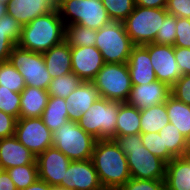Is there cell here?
Returning a JSON list of instances; mask_svg holds the SVG:
<instances>
[{
	"label": "cell",
	"mask_w": 190,
	"mask_h": 190,
	"mask_svg": "<svg viewBox=\"0 0 190 190\" xmlns=\"http://www.w3.org/2000/svg\"><path fill=\"white\" fill-rule=\"evenodd\" d=\"M91 161L106 190H118L131 178L127 157L114 139L97 140Z\"/></svg>",
	"instance_id": "obj_1"
},
{
	"label": "cell",
	"mask_w": 190,
	"mask_h": 190,
	"mask_svg": "<svg viewBox=\"0 0 190 190\" xmlns=\"http://www.w3.org/2000/svg\"><path fill=\"white\" fill-rule=\"evenodd\" d=\"M65 40V25L58 10L36 17L22 26L18 46L44 53Z\"/></svg>",
	"instance_id": "obj_2"
},
{
	"label": "cell",
	"mask_w": 190,
	"mask_h": 190,
	"mask_svg": "<svg viewBox=\"0 0 190 190\" xmlns=\"http://www.w3.org/2000/svg\"><path fill=\"white\" fill-rule=\"evenodd\" d=\"M114 140L127 157L131 178L165 180L166 162L143 145L141 133L116 136Z\"/></svg>",
	"instance_id": "obj_3"
},
{
	"label": "cell",
	"mask_w": 190,
	"mask_h": 190,
	"mask_svg": "<svg viewBox=\"0 0 190 190\" xmlns=\"http://www.w3.org/2000/svg\"><path fill=\"white\" fill-rule=\"evenodd\" d=\"M122 103L100 97L82 114L79 126L97 140L114 139L117 115Z\"/></svg>",
	"instance_id": "obj_4"
},
{
	"label": "cell",
	"mask_w": 190,
	"mask_h": 190,
	"mask_svg": "<svg viewBox=\"0 0 190 190\" xmlns=\"http://www.w3.org/2000/svg\"><path fill=\"white\" fill-rule=\"evenodd\" d=\"M53 147L61 151L71 161L91 159L95 139L86 133L78 124L67 120L64 125L53 132Z\"/></svg>",
	"instance_id": "obj_5"
},
{
	"label": "cell",
	"mask_w": 190,
	"mask_h": 190,
	"mask_svg": "<svg viewBox=\"0 0 190 190\" xmlns=\"http://www.w3.org/2000/svg\"><path fill=\"white\" fill-rule=\"evenodd\" d=\"M57 10L65 26L78 24L98 30L112 21L101 0H63Z\"/></svg>",
	"instance_id": "obj_6"
},
{
	"label": "cell",
	"mask_w": 190,
	"mask_h": 190,
	"mask_svg": "<svg viewBox=\"0 0 190 190\" xmlns=\"http://www.w3.org/2000/svg\"><path fill=\"white\" fill-rule=\"evenodd\" d=\"M167 14L166 8H145L135 5L134 10L123 21L132 43L134 45L154 43Z\"/></svg>",
	"instance_id": "obj_7"
},
{
	"label": "cell",
	"mask_w": 190,
	"mask_h": 190,
	"mask_svg": "<svg viewBox=\"0 0 190 190\" xmlns=\"http://www.w3.org/2000/svg\"><path fill=\"white\" fill-rule=\"evenodd\" d=\"M95 47L105 63H127L132 43L123 22L111 21L97 30Z\"/></svg>",
	"instance_id": "obj_8"
},
{
	"label": "cell",
	"mask_w": 190,
	"mask_h": 190,
	"mask_svg": "<svg viewBox=\"0 0 190 190\" xmlns=\"http://www.w3.org/2000/svg\"><path fill=\"white\" fill-rule=\"evenodd\" d=\"M102 98L126 102L132 83L127 63H105L92 81Z\"/></svg>",
	"instance_id": "obj_9"
},
{
	"label": "cell",
	"mask_w": 190,
	"mask_h": 190,
	"mask_svg": "<svg viewBox=\"0 0 190 190\" xmlns=\"http://www.w3.org/2000/svg\"><path fill=\"white\" fill-rule=\"evenodd\" d=\"M23 76L25 85L47 90L52 80L42 53L33 52L15 45L8 60Z\"/></svg>",
	"instance_id": "obj_10"
},
{
	"label": "cell",
	"mask_w": 190,
	"mask_h": 190,
	"mask_svg": "<svg viewBox=\"0 0 190 190\" xmlns=\"http://www.w3.org/2000/svg\"><path fill=\"white\" fill-rule=\"evenodd\" d=\"M52 134L41 117L19 118L16 121L14 136L36 157L52 147Z\"/></svg>",
	"instance_id": "obj_11"
},
{
	"label": "cell",
	"mask_w": 190,
	"mask_h": 190,
	"mask_svg": "<svg viewBox=\"0 0 190 190\" xmlns=\"http://www.w3.org/2000/svg\"><path fill=\"white\" fill-rule=\"evenodd\" d=\"M148 49L156 79L170 88L181 77L174 55V46L150 43L144 45Z\"/></svg>",
	"instance_id": "obj_12"
},
{
	"label": "cell",
	"mask_w": 190,
	"mask_h": 190,
	"mask_svg": "<svg viewBox=\"0 0 190 190\" xmlns=\"http://www.w3.org/2000/svg\"><path fill=\"white\" fill-rule=\"evenodd\" d=\"M58 186L68 190H104L91 159L71 161Z\"/></svg>",
	"instance_id": "obj_13"
},
{
	"label": "cell",
	"mask_w": 190,
	"mask_h": 190,
	"mask_svg": "<svg viewBox=\"0 0 190 190\" xmlns=\"http://www.w3.org/2000/svg\"><path fill=\"white\" fill-rule=\"evenodd\" d=\"M72 72L82 81L92 82L105 62L95 46H70Z\"/></svg>",
	"instance_id": "obj_14"
},
{
	"label": "cell",
	"mask_w": 190,
	"mask_h": 190,
	"mask_svg": "<svg viewBox=\"0 0 190 190\" xmlns=\"http://www.w3.org/2000/svg\"><path fill=\"white\" fill-rule=\"evenodd\" d=\"M39 179L51 186H58L71 160L55 147L47 148L36 157Z\"/></svg>",
	"instance_id": "obj_15"
},
{
	"label": "cell",
	"mask_w": 190,
	"mask_h": 190,
	"mask_svg": "<svg viewBox=\"0 0 190 190\" xmlns=\"http://www.w3.org/2000/svg\"><path fill=\"white\" fill-rule=\"evenodd\" d=\"M171 95V88L158 80L149 84L132 85L125 103L143 110L165 103Z\"/></svg>",
	"instance_id": "obj_16"
},
{
	"label": "cell",
	"mask_w": 190,
	"mask_h": 190,
	"mask_svg": "<svg viewBox=\"0 0 190 190\" xmlns=\"http://www.w3.org/2000/svg\"><path fill=\"white\" fill-rule=\"evenodd\" d=\"M58 6L57 0H11L7 14L24 26L38 16L57 10Z\"/></svg>",
	"instance_id": "obj_17"
},
{
	"label": "cell",
	"mask_w": 190,
	"mask_h": 190,
	"mask_svg": "<svg viewBox=\"0 0 190 190\" xmlns=\"http://www.w3.org/2000/svg\"><path fill=\"white\" fill-rule=\"evenodd\" d=\"M132 85L155 82L156 76L148 49L144 45H134L127 61Z\"/></svg>",
	"instance_id": "obj_18"
},
{
	"label": "cell",
	"mask_w": 190,
	"mask_h": 190,
	"mask_svg": "<svg viewBox=\"0 0 190 190\" xmlns=\"http://www.w3.org/2000/svg\"><path fill=\"white\" fill-rule=\"evenodd\" d=\"M100 97L99 91L93 82L83 81L76 90L65 98L68 119L78 122L82 114Z\"/></svg>",
	"instance_id": "obj_19"
},
{
	"label": "cell",
	"mask_w": 190,
	"mask_h": 190,
	"mask_svg": "<svg viewBox=\"0 0 190 190\" xmlns=\"http://www.w3.org/2000/svg\"><path fill=\"white\" fill-rule=\"evenodd\" d=\"M0 164L5 170L27 164H37L36 156L15 136L0 139Z\"/></svg>",
	"instance_id": "obj_20"
},
{
	"label": "cell",
	"mask_w": 190,
	"mask_h": 190,
	"mask_svg": "<svg viewBox=\"0 0 190 190\" xmlns=\"http://www.w3.org/2000/svg\"><path fill=\"white\" fill-rule=\"evenodd\" d=\"M42 54L46 69L52 79L72 72L70 45L65 40Z\"/></svg>",
	"instance_id": "obj_21"
},
{
	"label": "cell",
	"mask_w": 190,
	"mask_h": 190,
	"mask_svg": "<svg viewBox=\"0 0 190 190\" xmlns=\"http://www.w3.org/2000/svg\"><path fill=\"white\" fill-rule=\"evenodd\" d=\"M165 190H190V158L177 157L166 163Z\"/></svg>",
	"instance_id": "obj_22"
},
{
	"label": "cell",
	"mask_w": 190,
	"mask_h": 190,
	"mask_svg": "<svg viewBox=\"0 0 190 190\" xmlns=\"http://www.w3.org/2000/svg\"><path fill=\"white\" fill-rule=\"evenodd\" d=\"M20 97L19 118H34L42 117L50 96L47 90L26 86Z\"/></svg>",
	"instance_id": "obj_23"
},
{
	"label": "cell",
	"mask_w": 190,
	"mask_h": 190,
	"mask_svg": "<svg viewBox=\"0 0 190 190\" xmlns=\"http://www.w3.org/2000/svg\"><path fill=\"white\" fill-rule=\"evenodd\" d=\"M22 25L11 15L0 18V63L9 60V55L21 36Z\"/></svg>",
	"instance_id": "obj_24"
},
{
	"label": "cell",
	"mask_w": 190,
	"mask_h": 190,
	"mask_svg": "<svg viewBox=\"0 0 190 190\" xmlns=\"http://www.w3.org/2000/svg\"><path fill=\"white\" fill-rule=\"evenodd\" d=\"M165 103L170 123L175 125L188 140L190 138V105L177 100L172 95Z\"/></svg>",
	"instance_id": "obj_25"
},
{
	"label": "cell",
	"mask_w": 190,
	"mask_h": 190,
	"mask_svg": "<svg viewBox=\"0 0 190 190\" xmlns=\"http://www.w3.org/2000/svg\"><path fill=\"white\" fill-rule=\"evenodd\" d=\"M169 122L166 103L140 110V133H159Z\"/></svg>",
	"instance_id": "obj_26"
},
{
	"label": "cell",
	"mask_w": 190,
	"mask_h": 190,
	"mask_svg": "<svg viewBox=\"0 0 190 190\" xmlns=\"http://www.w3.org/2000/svg\"><path fill=\"white\" fill-rule=\"evenodd\" d=\"M140 133V110L123 102L119 106L115 137Z\"/></svg>",
	"instance_id": "obj_27"
},
{
	"label": "cell",
	"mask_w": 190,
	"mask_h": 190,
	"mask_svg": "<svg viewBox=\"0 0 190 190\" xmlns=\"http://www.w3.org/2000/svg\"><path fill=\"white\" fill-rule=\"evenodd\" d=\"M41 118L52 132L59 129L69 120L65 99L57 96L49 97Z\"/></svg>",
	"instance_id": "obj_28"
},
{
	"label": "cell",
	"mask_w": 190,
	"mask_h": 190,
	"mask_svg": "<svg viewBox=\"0 0 190 190\" xmlns=\"http://www.w3.org/2000/svg\"><path fill=\"white\" fill-rule=\"evenodd\" d=\"M163 141V149L174 157H184L187 149V139L175 125L170 122L159 131Z\"/></svg>",
	"instance_id": "obj_29"
},
{
	"label": "cell",
	"mask_w": 190,
	"mask_h": 190,
	"mask_svg": "<svg viewBox=\"0 0 190 190\" xmlns=\"http://www.w3.org/2000/svg\"><path fill=\"white\" fill-rule=\"evenodd\" d=\"M97 30L83 25L72 24L65 26V41L70 46H95Z\"/></svg>",
	"instance_id": "obj_30"
},
{
	"label": "cell",
	"mask_w": 190,
	"mask_h": 190,
	"mask_svg": "<svg viewBox=\"0 0 190 190\" xmlns=\"http://www.w3.org/2000/svg\"><path fill=\"white\" fill-rule=\"evenodd\" d=\"M83 81L70 72L58 78L51 80L47 92L50 97L57 96L60 98H67Z\"/></svg>",
	"instance_id": "obj_31"
},
{
	"label": "cell",
	"mask_w": 190,
	"mask_h": 190,
	"mask_svg": "<svg viewBox=\"0 0 190 190\" xmlns=\"http://www.w3.org/2000/svg\"><path fill=\"white\" fill-rule=\"evenodd\" d=\"M0 86L21 93L26 87L23 76L9 61L0 63Z\"/></svg>",
	"instance_id": "obj_32"
},
{
	"label": "cell",
	"mask_w": 190,
	"mask_h": 190,
	"mask_svg": "<svg viewBox=\"0 0 190 190\" xmlns=\"http://www.w3.org/2000/svg\"><path fill=\"white\" fill-rule=\"evenodd\" d=\"M17 190H22L39 179L38 165L27 164L16 166L6 170Z\"/></svg>",
	"instance_id": "obj_33"
},
{
	"label": "cell",
	"mask_w": 190,
	"mask_h": 190,
	"mask_svg": "<svg viewBox=\"0 0 190 190\" xmlns=\"http://www.w3.org/2000/svg\"><path fill=\"white\" fill-rule=\"evenodd\" d=\"M112 21L123 22L134 10V0H101Z\"/></svg>",
	"instance_id": "obj_34"
},
{
	"label": "cell",
	"mask_w": 190,
	"mask_h": 190,
	"mask_svg": "<svg viewBox=\"0 0 190 190\" xmlns=\"http://www.w3.org/2000/svg\"><path fill=\"white\" fill-rule=\"evenodd\" d=\"M141 140L143 145L155 156L161 158L166 163L172 160L174 157L168 152L167 149H163L162 137L158 132L154 133H141Z\"/></svg>",
	"instance_id": "obj_35"
},
{
	"label": "cell",
	"mask_w": 190,
	"mask_h": 190,
	"mask_svg": "<svg viewBox=\"0 0 190 190\" xmlns=\"http://www.w3.org/2000/svg\"><path fill=\"white\" fill-rule=\"evenodd\" d=\"M20 93H15L0 86V111H3L17 120L20 113Z\"/></svg>",
	"instance_id": "obj_36"
},
{
	"label": "cell",
	"mask_w": 190,
	"mask_h": 190,
	"mask_svg": "<svg viewBox=\"0 0 190 190\" xmlns=\"http://www.w3.org/2000/svg\"><path fill=\"white\" fill-rule=\"evenodd\" d=\"M176 40V17L167 14L155 38V44L174 46Z\"/></svg>",
	"instance_id": "obj_37"
},
{
	"label": "cell",
	"mask_w": 190,
	"mask_h": 190,
	"mask_svg": "<svg viewBox=\"0 0 190 190\" xmlns=\"http://www.w3.org/2000/svg\"><path fill=\"white\" fill-rule=\"evenodd\" d=\"M118 190H165V181L130 178Z\"/></svg>",
	"instance_id": "obj_38"
},
{
	"label": "cell",
	"mask_w": 190,
	"mask_h": 190,
	"mask_svg": "<svg viewBox=\"0 0 190 190\" xmlns=\"http://www.w3.org/2000/svg\"><path fill=\"white\" fill-rule=\"evenodd\" d=\"M174 47L190 48V19L176 17V40Z\"/></svg>",
	"instance_id": "obj_39"
},
{
	"label": "cell",
	"mask_w": 190,
	"mask_h": 190,
	"mask_svg": "<svg viewBox=\"0 0 190 190\" xmlns=\"http://www.w3.org/2000/svg\"><path fill=\"white\" fill-rule=\"evenodd\" d=\"M171 95L177 100L190 105V75H181L171 87Z\"/></svg>",
	"instance_id": "obj_40"
},
{
	"label": "cell",
	"mask_w": 190,
	"mask_h": 190,
	"mask_svg": "<svg viewBox=\"0 0 190 190\" xmlns=\"http://www.w3.org/2000/svg\"><path fill=\"white\" fill-rule=\"evenodd\" d=\"M166 11L175 17L190 19V0H167Z\"/></svg>",
	"instance_id": "obj_41"
},
{
	"label": "cell",
	"mask_w": 190,
	"mask_h": 190,
	"mask_svg": "<svg viewBox=\"0 0 190 190\" xmlns=\"http://www.w3.org/2000/svg\"><path fill=\"white\" fill-rule=\"evenodd\" d=\"M174 55L181 75H190V48L174 47Z\"/></svg>",
	"instance_id": "obj_42"
},
{
	"label": "cell",
	"mask_w": 190,
	"mask_h": 190,
	"mask_svg": "<svg viewBox=\"0 0 190 190\" xmlns=\"http://www.w3.org/2000/svg\"><path fill=\"white\" fill-rule=\"evenodd\" d=\"M17 119L3 111H0V139L15 135Z\"/></svg>",
	"instance_id": "obj_43"
},
{
	"label": "cell",
	"mask_w": 190,
	"mask_h": 190,
	"mask_svg": "<svg viewBox=\"0 0 190 190\" xmlns=\"http://www.w3.org/2000/svg\"><path fill=\"white\" fill-rule=\"evenodd\" d=\"M136 6L145 8H166L167 0H134Z\"/></svg>",
	"instance_id": "obj_44"
},
{
	"label": "cell",
	"mask_w": 190,
	"mask_h": 190,
	"mask_svg": "<svg viewBox=\"0 0 190 190\" xmlns=\"http://www.w3.org/2000/svg\"><path fill=\"white\" fill-rule=\"evenodd\" d=\"M0 190H17L6 170L0 175Z\"/></svg>",
	"instance_id": "obj_45"
},
{
	"label": "cell",
	"mask_w": 190,
	"mask_h": 190,
	"mask_svg": "<svg viewBox=\"0 0 190 190\" xmlns=\"http://www.w3.org/2000/svg\"><path fill=\"white\" fill-rule=\"evenodd\" d=\"M22 190H52V186L45 181L38 179L36 182Z\"/></svg>",
	"instance_id": "obj_46"
},
{
	"label": "cell",
	"mask_w": 190,
	"mask_h": 190,
	"mask_svg": "<svg viewBox=\"0 0 190 190\" xmlns=\"http://www.w3.org/2000/svg\"><path fill=\"white\" fill-rule=\"evenodd\" d=\"M7 14V5L0 3V18Z\"/></svg>",
	"instance_id": "obj_47"
},
{
	"label": "cell",
	"mask_w": 190,
	"mask_h": 190,
	"mask_svg": "<svg viewBox=\"0 0 190 190\" xmlns=\"http://www.w3.org/2000/svg\"><path fill=\"white\" fill-rule=\"evenodd\" d=\"M185 156L190 158V138L187 141V149H186Z\"/></svg>",
	"instance_id": "obj_48"
},
{
	"label": "cell",
	"mask_w": 190,
	"mask_h": 190,
	"mask_svg": "<svg viewBox=\"0 0 190 190\" xmlns=\"http://www.w3.org/2000/svg\"><path fill=\"white\" fill-rule=\"evenodd\" d=\"M52 190H68V189L62 188V187H59V186H52Z\"/></svg>",
	"instance_id": "obj_49"
},
{
	"label": "cell",
	"mask_w": 190,
	"mask_h": 190,
	"mask_svg": "<svg viewBox=\"0 0 190 190\" xmlns=\"http://www.w3.org/2000/svg\"><path fill=\"white\" fill-rule=\"evenodd\" d=\"M11 0H0V3L8 5Z\"/></svg>",
	"instance_id": "obj_50"
},
{
	"label": "cell",
	"mask_w": 190,
	"mask_h": 190,
	"mask_svg": "<svg viewBox=\"0 0 190 190\" xmlns=\"http://www.w3.org/2000/svg\"><path fill=\"white\" fill-rule=\"evenodd\" d=\"M5 171V169L3 168V166L0 164V175Z\"/></svg>",
	"instance_id": "obj_51"
}]
</instances>
